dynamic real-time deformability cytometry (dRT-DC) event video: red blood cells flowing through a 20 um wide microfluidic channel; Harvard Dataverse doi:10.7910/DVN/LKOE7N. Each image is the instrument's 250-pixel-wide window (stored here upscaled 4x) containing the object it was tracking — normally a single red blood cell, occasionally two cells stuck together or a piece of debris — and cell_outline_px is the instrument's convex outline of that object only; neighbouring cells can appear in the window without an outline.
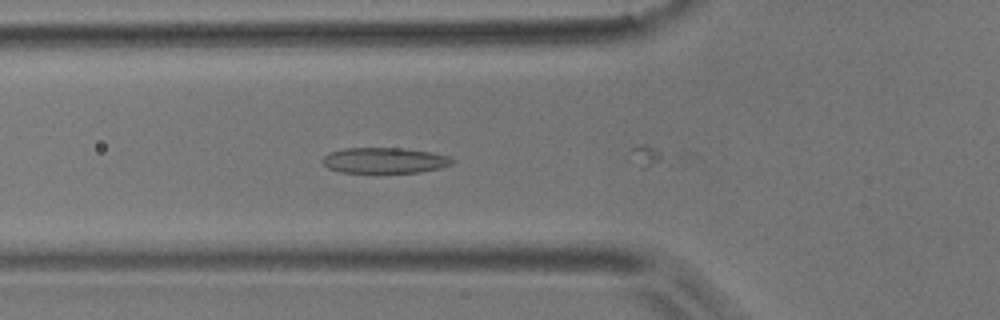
{"species": "common noctule bat (a hibernating species)", "species_latin": "Nyctalus noctula", "temperature_condition": "room temperature", "stored_images_in_passage": 5, "camera_frame_rate_fps": 3000, "um_per_image_px": 0.085, "animal": {"sex": "male", "body_mass_g": 17.9}, "frame": {"image": 1, "passage_image": 4, "time_ms": 1.0, "image_size_px": [1000, 320], "cell_outline_px": [[456, 160], [452, 164], [440, 168], [420, 172], [340, 172], [328, 168], [320, 160], [328, 152], [344, 148], [404, 148], [432, 152], [448, 156]], "centroid_in_image_um": [32.68, 13.62], "position_along_channel_um": 93.1, "area_um2": 19.48}}